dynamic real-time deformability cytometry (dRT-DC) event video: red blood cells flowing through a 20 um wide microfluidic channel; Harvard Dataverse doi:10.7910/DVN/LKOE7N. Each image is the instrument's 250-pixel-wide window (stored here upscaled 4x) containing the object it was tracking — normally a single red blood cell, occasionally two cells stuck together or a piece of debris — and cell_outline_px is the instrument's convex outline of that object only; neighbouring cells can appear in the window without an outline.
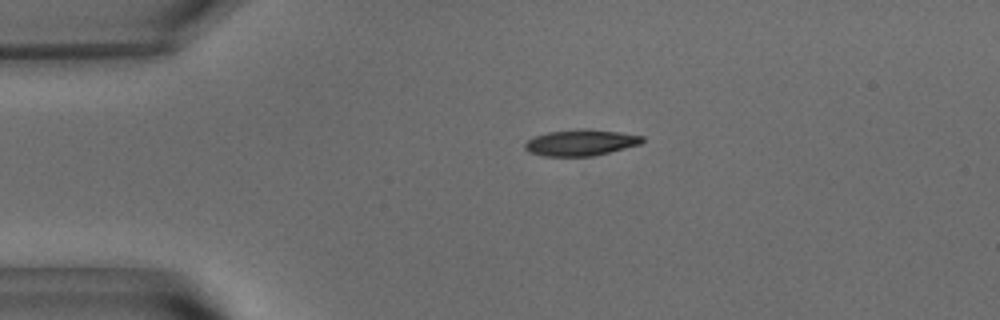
{"species": "common noctule bat (a hibernating species)", "species_latin": "Nyctalus noctula", "temperature_condition": "warm", "stored_images_in_passage": 44, "camera_frame_rate_fps": 3000, "um_per_image_px": 0.085, "animal": {"sex": "male", "body_mass_g": 15.6}, "frame": {"image": 1, "passage_image": 2, "time_ms": 0.333, "image_size_px": [1000, 320], "cell_outline_px": [[644, 140], [640, 144], [584, 172], [528, 152], [524, 148], [524, 144], [528, 140], [536, 136], [548, 132], [580, 128], [584, 128], [616, 132], [644, 136]], "centroid_in_image_um": [49.44, 12.46], "position_along_channel_um": 35.6, "area_um2": 23.29}}
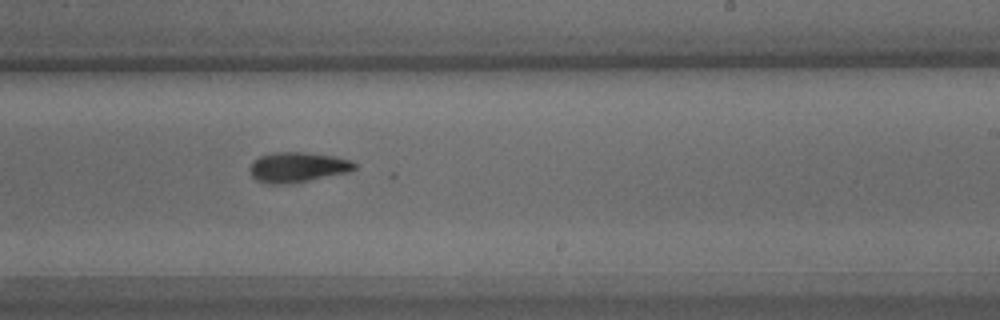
{"frame": {"image": 2, "passage_image": 23, "time_ms": 7.333, "image_size_px": [1000, 320], "cell_outline_px": [[356, 168], [348, 172], [308, 180], [280, 184], [268, 184], [256, 180], [252, 176], [248, 168], [260, 156], [272, 152], [304, 152], [332, 156], [352, 160], [356, 164]], "centroid_in_image_um": [25.28, 14.2], "position_along_channel_um": 263.7, "area_um2": 18.15}}
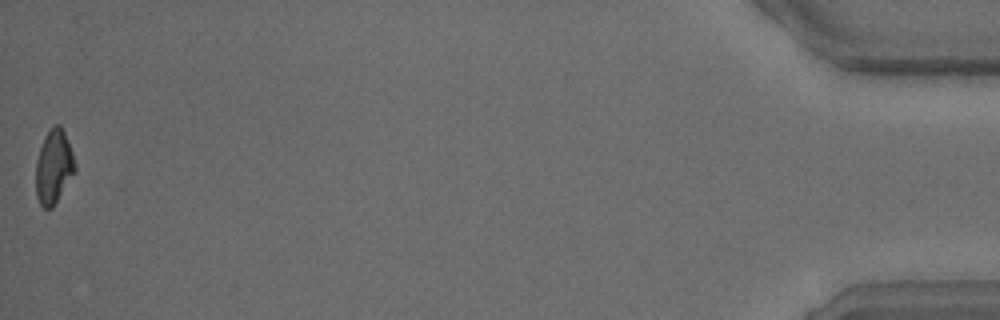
{"frame": {"image": 3, "passage_image": 44, "time_ms": 14.333, "image_size_px": [1000, 320], "cell_outline_px": [[76, 172], [52, 208], [44, 208], [40, 204], [36, 196], [36, 160], [44, 136], [52, 124], [60, 124], [64, 132], [72, 152], [76, 164]], "centroid_in_image_um": [4.57, 14.17], "position_along_channel_um": 430.6, "area_um2": 16.99}, "authors_computed_cell_mechanics": {"area_um2": 18.207, "velocity_mm_per_s": 3.7732, "shape_relaxation_time_tau1_ms": 10.3977, "shape_relaxation_time_tau2_ms": 2.6883, "deformation_change_tau1": 0.2705, "deformation_change_tau2": 0.1115}}